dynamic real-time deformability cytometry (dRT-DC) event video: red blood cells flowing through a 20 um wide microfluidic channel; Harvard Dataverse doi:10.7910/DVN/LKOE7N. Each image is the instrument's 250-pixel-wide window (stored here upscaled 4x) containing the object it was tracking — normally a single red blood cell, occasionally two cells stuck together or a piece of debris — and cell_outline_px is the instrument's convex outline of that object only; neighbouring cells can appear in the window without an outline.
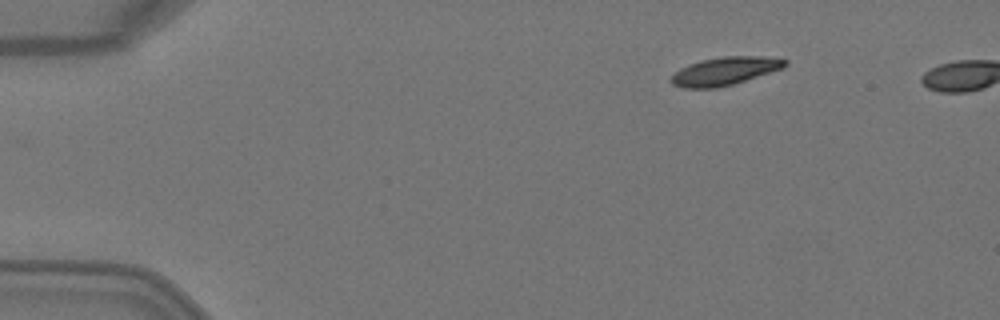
{"species": "Egyptian fruit bat (a non-hibernating species)", "species_latin": "Rousettus aegyptiacus", "temperature_condition": "warm", "stored_images_in_passage": 4, "camera_frame_rate_fps": 3000, "um_per_image_px": 0.085, "animal": {"sex": "female"}, "frame": {"image": 1, "passage_image": 4, "time_ms": 1.0, "image_size_px": [1000, 320], "cell_outline_px": [[788, 64], [784, 68], [732, 84], [716, 88], [680, 88], [672, 84], [672, 76], [680, 68], [688, 64], [704, 60], [724, 56], [764, 56], [788, 60]], "centroid_in_image_um": [61.63, 6.04], "position_along_channel_um": 23.4, "area_um2": 18.5}}